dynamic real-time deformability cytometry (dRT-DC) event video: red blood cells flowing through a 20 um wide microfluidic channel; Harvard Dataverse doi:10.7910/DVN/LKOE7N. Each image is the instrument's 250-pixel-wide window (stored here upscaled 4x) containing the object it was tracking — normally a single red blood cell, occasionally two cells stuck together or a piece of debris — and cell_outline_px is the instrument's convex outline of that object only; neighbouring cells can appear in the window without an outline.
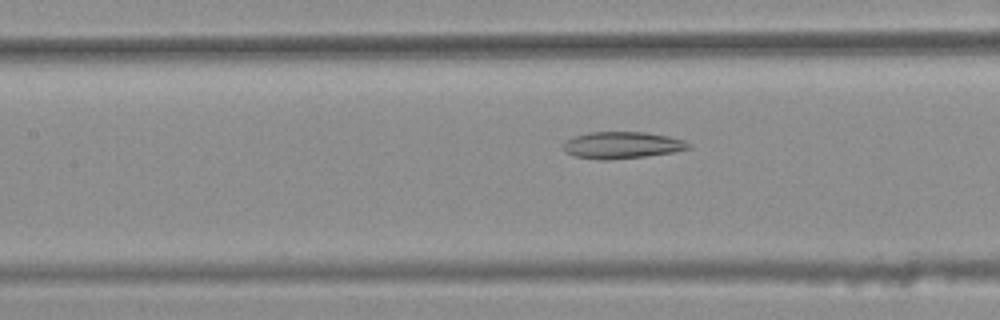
{"species": "common noctule bat (a hibernating species)", "species_latin": "Nyctalus noctula", "temperature_condition": "warm", "stored_images_in_passage": 36, "camera_frame_rate_fps": 3000, "um_per_image_px": 0.085, "animal": {"sex": "female", "body_mass_g": 25.1}, "frame": {"image": 1, "passage_image": 16, "time_ms": 5.0, "image_size_px": [1000, 320], "cell_outline_px": [[692, 148], [676, 152], [644, 156], [608, 160], [600, 160], [572, 156], [564, 148], [564, 140], [588, 132], [644, 132], [668, 136], [684, 140], [692, 144]], "centroid_in_image_um": [52.91, 12.34], "position_along_channel_um": 154.5, "area_um2": 19.65}}
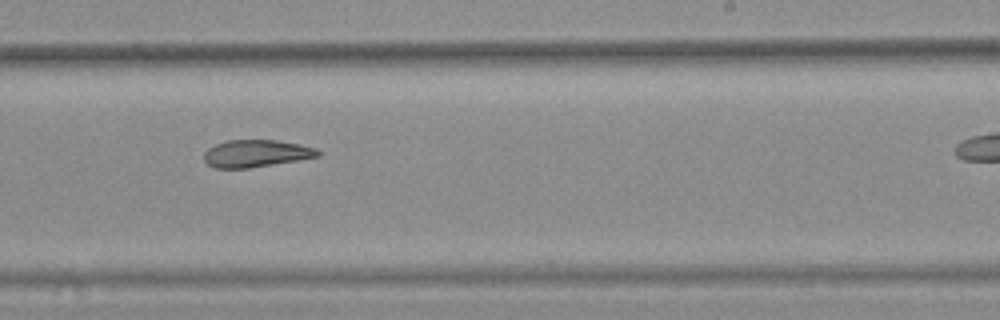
{"frame": {"image": 2, "passage_image": 25, "time_ms": 8.0, "image_size_px": [1000, 320], "cell_outline_px": [[320, 156], [300, 160], [248, 168], [216, 168], [208, 164], [204, 160], [204, 152], [208, 148], [216, 144], [228, 140], [276, 140], [300, 144], [316, 148], [320, 152]], "centroid_in_image_um": [21.78, 13.04], "position_along_channel_um": 267.2, "area_um2": 18.09}}
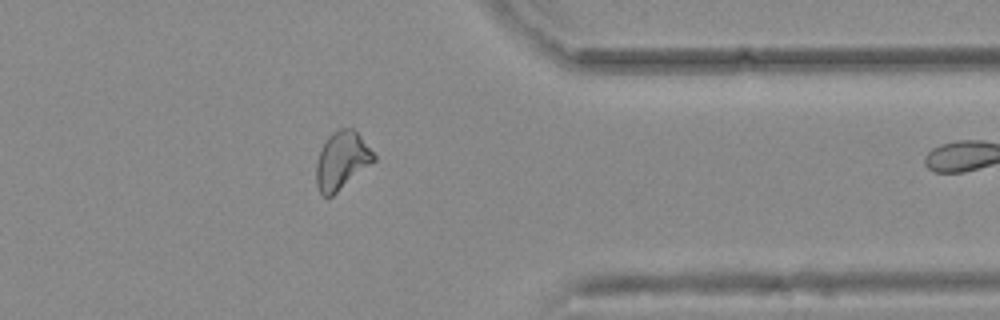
{"frame": {"image": 3, "passage_image": 35, "time_ms": 11.333, "image_size_px": [1000, 320], "cell_outline_px": [[376, 160], [332, 196], [324, 196], [320, 192], [316, 184], [316, 164], [320, 152], [328, 136], [332, 132], [340, 128], [352, 128], [360, 136], [376, 156]], "centroid_in_image_um": [29.05, 13.64], "position_along_channel_um": 382.4, "area_um2": 19.07}}